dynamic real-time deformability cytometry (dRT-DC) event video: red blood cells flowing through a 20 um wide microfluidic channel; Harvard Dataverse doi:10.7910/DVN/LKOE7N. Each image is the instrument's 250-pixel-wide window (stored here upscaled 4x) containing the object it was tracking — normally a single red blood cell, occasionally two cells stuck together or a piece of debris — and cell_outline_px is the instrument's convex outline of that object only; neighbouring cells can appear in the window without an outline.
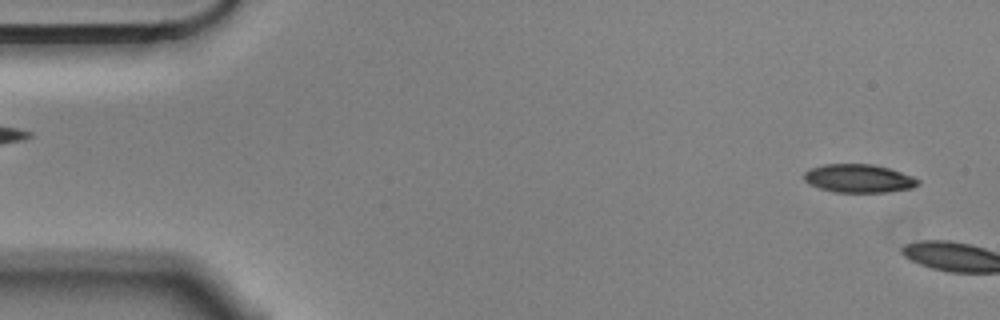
{"species": "Egyptian fruit bat (a non-hibernating species)", "species_latin": "Rousettus aegyptiacus", "temperature_condition": "cold", "stored_images_in_passage": 4, "camera_frame_rate_fps": 3000, "um_per_image_px": 0.085, "animal": {"sex": "male"}, "frame": {"image": 1, "passage_image": 2, "time_ms": 0.333, "image_size_px": [1000, 320], "cell_outline_px": [[920, 184], [912, 188], [888, 192], [832, 192], [808, 184], [804, 180], [804, 172], [812, 168], [824, 164], [872, 164], [888, 168], [912, 176], [920, 180]], "centroid_in_image_um": [72.99, 15.17], "position_along_channel_um": 12.0, "area_um2": 18.84}}